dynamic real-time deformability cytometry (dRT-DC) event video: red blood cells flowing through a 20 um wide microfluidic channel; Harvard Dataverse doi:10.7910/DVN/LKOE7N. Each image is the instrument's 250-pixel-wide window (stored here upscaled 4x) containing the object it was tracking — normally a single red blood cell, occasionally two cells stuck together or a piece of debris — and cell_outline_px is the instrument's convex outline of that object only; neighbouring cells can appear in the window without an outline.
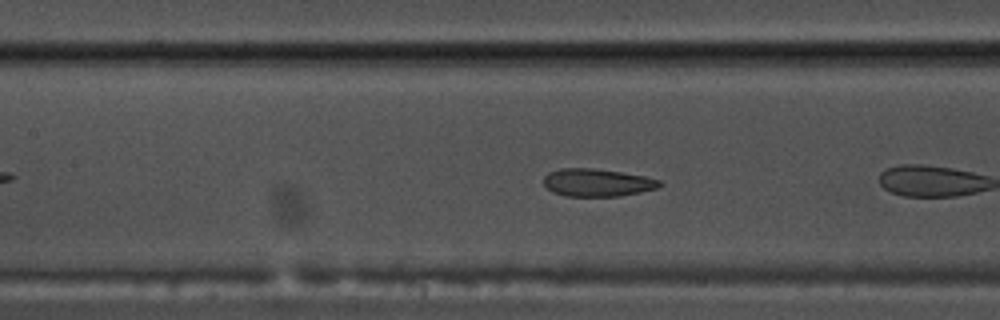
{"species": "common noctule bat (a hibernating species)", "species_latin": "Nyctalus noctula", "temperature_condition": "warm", "stored_images_in_passage": 11, "camera_frame_rate_fps": 3000, "um_per_image_px": 0.085, "animal": {"sex": "male", "body_mass_g": 17.5, "forearm_length_mm": 52.3}, "frame": {"image": 1, "passage_image": 8, "time_ms": 2.333, "image_size_px": [1000, 320], "cell_outline_px": [[664, 184], [656, 188], [640, 192], [620, 196], [564, 196], [552, 192], [544, 184], [544, 176], [548, 172], [560, 168], [592, 168], [620, 172], [644, 176], [660, 180]], "centroid_in_image_um": [50.74, 15.52], "position_along_channel_um": 156.7, "area_um2": 18.73}}